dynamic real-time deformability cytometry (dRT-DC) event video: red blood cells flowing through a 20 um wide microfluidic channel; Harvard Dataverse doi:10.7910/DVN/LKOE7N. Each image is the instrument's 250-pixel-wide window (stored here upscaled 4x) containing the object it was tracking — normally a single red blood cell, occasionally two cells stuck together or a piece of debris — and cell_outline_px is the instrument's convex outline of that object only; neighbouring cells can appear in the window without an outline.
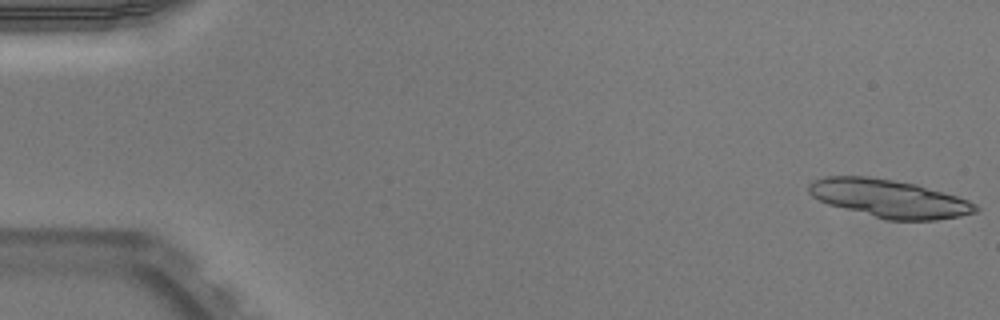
{"species": "Egyptian fruit bat (a non-hibernating species)", "species_latin": "Rousettus aegyptiacus", "temperature_condition": "warm", "stored_images_in_passage": 16, "camera_frame_rate_fps": 3000, "um_per_image_px": 0.085, "animal": {"sex": "male"}, "frame": {"image": 1, "passage_image": 1, "time_ms": 0.0, "image_size_px": [1000, 320], "cell_outline_px": [[980, 208], [976, 212], [960, 216], [936, 220], [888, 220], [828, 204], [812, 196], [808, 192], [808, 184], [812, 180], [824, 176], [868, 176], [916, 184], [956, 196], [968, 200], [976, 204]], "centroid_in_image_um": [75.57, 16.87], "position_along_channel_um": 9.4, "area_um2": 36.76}}